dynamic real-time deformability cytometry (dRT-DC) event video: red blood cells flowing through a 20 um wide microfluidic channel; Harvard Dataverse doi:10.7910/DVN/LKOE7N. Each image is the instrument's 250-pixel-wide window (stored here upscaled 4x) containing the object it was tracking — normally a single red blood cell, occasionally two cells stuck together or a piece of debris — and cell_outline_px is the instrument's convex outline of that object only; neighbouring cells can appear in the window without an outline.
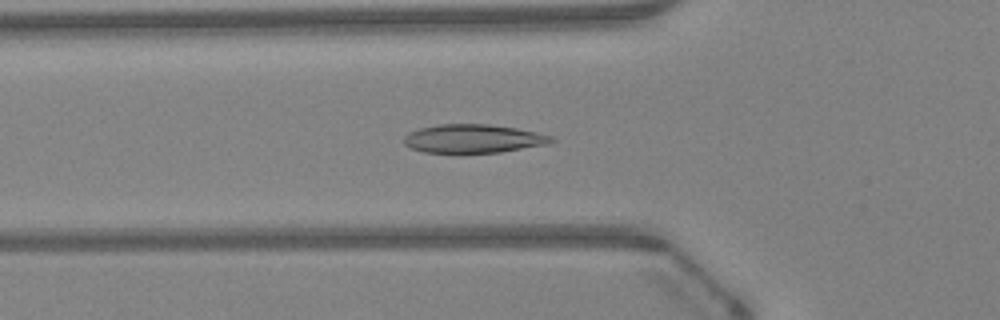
{"species": "Egyptian fruit bat (a non-hibernating species)", "species_latin": "Rousettus aegyptiacus", "temperature_condition": "warm", "stored_images_in_passage": 34, "camera_frame_rate_fps": 3000, "um_per_image_px": 0.085, "animal": {"sex": "female"}, "frame": {"image": 1, "passage_image": 8, "time_ms": 2.333, "image_size_px": [1000, 320], "cell_outline_px": [[556, 140], [548, 144], [500, 152], [460, 156], [424, 152], [412, 148], [404, 144], [404, 136], [408, 132], [420, 128], [440, 124], [488, 124], [516, 128], [552, 136]], "centroid_in_image_um": [40.18, 11.83], "position_along_channel_um": 85.6, "area_um2": 25.37}}
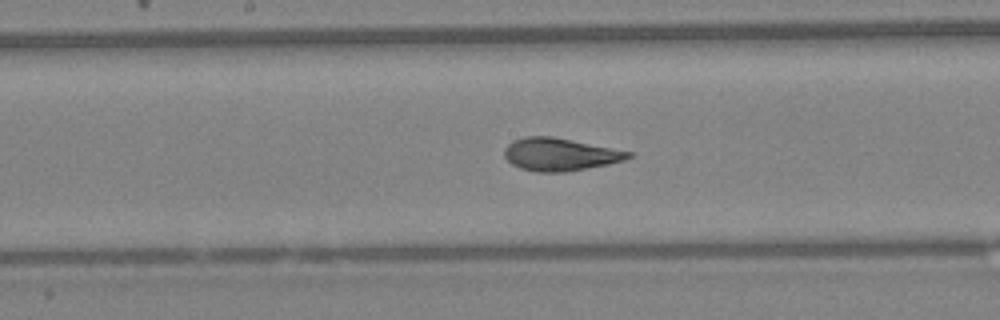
{"frame": {"image": 2, "passage_image": 16, "time_ms": 5.0, "image_size_px": [1000, 320], "cell_outline_px": [[632, 156], [624, 160], [608, 164], [564, 172], [536, 172], [520, 168], [512, 164], [504, 156], [504, 148], [512, 140], [524, 136], [552, 136], [632, 152]], "centroid_in_image_um": [47.55, 13.12], "position_along_channel_um": 200.7, "area_um2": 23.52}}
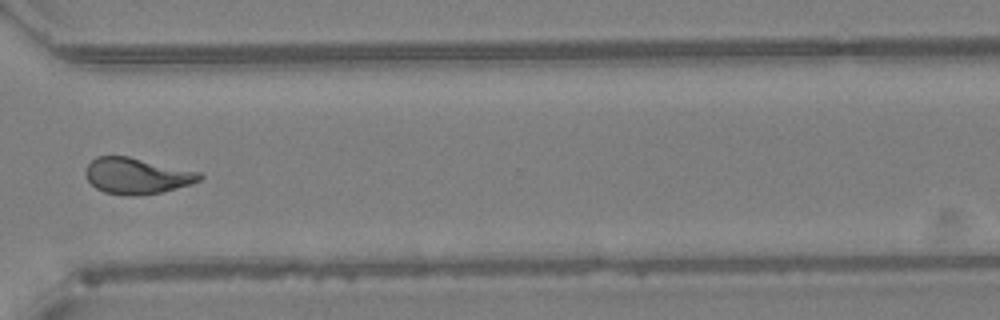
{"frame": {"image": 3, "passage_image": 27, "time_ms": 8.667, "image_size_px": [1000, 320], "cell_outline_px": [[204, 176], [200, 180], [188, 184], [160, 192], [140, 196], [124, 196], [104, 192], [96, 188], [84, 176], [84, 172], [88, 164], [96, 156], [128, 156], [200, 172]], "centroid_in_image_um": [11.58, 14.95], "position_along_channel_um": 359.0, "area_um2": 23.93}, "authors_computed_cell_mechanics": {"area_um2": 23.4379, "velocity_mm_per_s": 4.3119, "shape_relaxation_time_tau1_ms": 5.8361, "shape_relaxation_time_tau2_ms": 1.0865, "deformation_change_tau1": 0.1996, "deformation_change_tau2": 0.085}}